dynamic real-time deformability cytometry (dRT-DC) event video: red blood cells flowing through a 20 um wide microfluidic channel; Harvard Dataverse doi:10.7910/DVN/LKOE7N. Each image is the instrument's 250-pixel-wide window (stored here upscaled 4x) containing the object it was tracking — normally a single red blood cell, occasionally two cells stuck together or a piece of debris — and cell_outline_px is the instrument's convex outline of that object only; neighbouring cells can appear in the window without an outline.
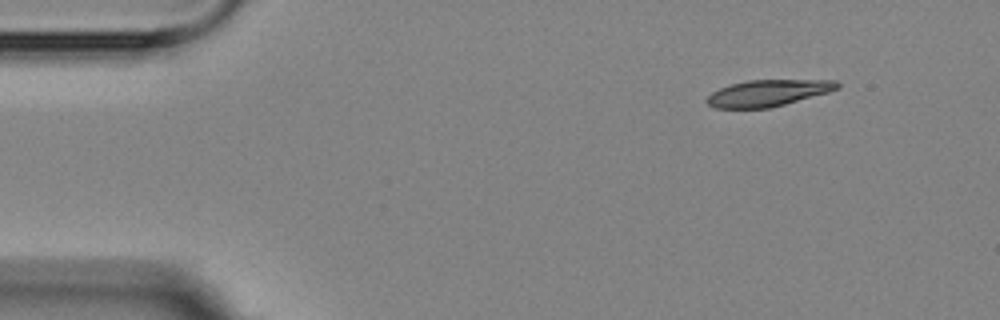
{"species": "Egyptian fruit bat (a non-hibernating species)", "species_latin": "Rousettus aegyptiacus", "temperature_condition": "room temperature", "stored_images_in_passage": 6, "camera_frame_rate_fps": 3000, "um_per_image_px": 0.085, "animal": {"sex": "female"}, "frame": {"image": 1, "passage_image": 1, "time_ms": 0.0, "image_size_px": [1000, 320], "cell_outline_px": [[840, 88], [828, 92], [784, 104], [768, 108], [712, 108], [704, 100], [712, 92], [720, 88], [732, 84], [748, 80], [836, 80], [840, 84]], "centroid_in_image_um": [65.26, 7.9], "position_along_channel_um": 19.7, "area_um2": 20.0}}
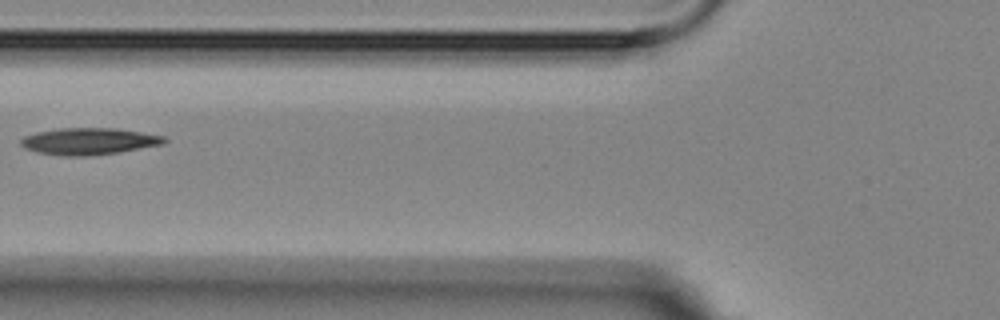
{"frame": {"image": 2, "passage_image": 5, "time_ms": 5.0, "image_size_px": [1000, 320], "cell_outline_px": [[168, 140], [164, 144], [116, 152], [88, 156], [64, 156], [36, 152], [24, 148], [20, 144], [20, 140], [24, 136], [36, 132], [60, 128], [116, 128], [164, 136]], "centroid_in_image_um": [7.52, 12.0], "position_along_channel_um": 118.3, "area_um2": 22.31}}
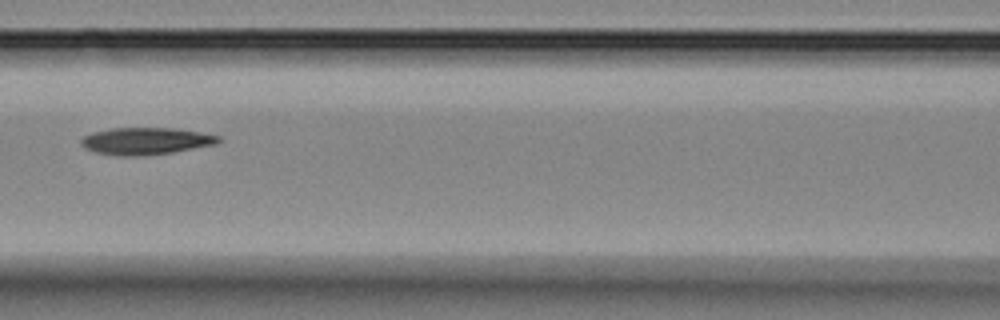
{"frame": {"image": 3, "passage_image": 6, "time_ms": 6.0, "image_size_px": [1000, 320], "cell_outline_px": [[224, 140], [216, 144], [172, 152], [144, 156], [116, 156], [96, 152], [84, 148], [80, 144], [80, 140], [84, 136], [92, 132], [112, 128], [176, 128], [200, 132], [220, 136]], "centroid_in_image_um": [12.39, 11.99], "position_along_channel_um": 154.2, "area_um2": 21.85}}